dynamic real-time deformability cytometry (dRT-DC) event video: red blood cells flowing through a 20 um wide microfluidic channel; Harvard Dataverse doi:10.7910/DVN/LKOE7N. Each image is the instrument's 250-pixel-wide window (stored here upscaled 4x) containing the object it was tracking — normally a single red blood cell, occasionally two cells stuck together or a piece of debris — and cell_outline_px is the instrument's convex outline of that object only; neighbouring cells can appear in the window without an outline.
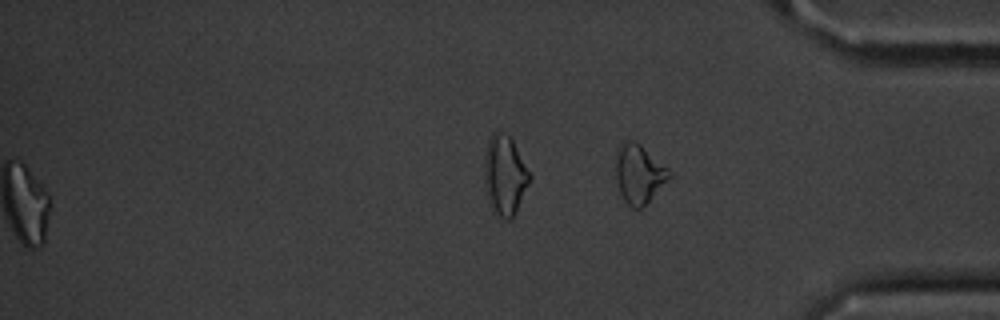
{"species": "common noctule bat (a hibernating species)", "species_latin": "Nyctalus noctula", "temperature_condition": "cold", "stored_images_in_passage": 56, "segment_of_instrument_passage": [2, 2], "camera_frame_rate_fps": 3000, "um_per_image_px": 0.085, "animal": {"sex": "male", "body_mass_g": 20.1, "forearm_length_mm": 53.5}, "frame": {"image": 1, "passage_image": 56, "time_ms": 18.333, "image_size_px": [1000, 320], "cell_outline_px": [[672, 176], [640, 208], [632, 208], [624, 200], [616, 184], [616, 160], [620, 148], [624, 140], [632, 140], [640, 144], [668, 168], [672, 172]], "centroid_in_image_um": [54.32, 14.78], "position_along_channel_um": 380.9, "area_um2": 17.92}}